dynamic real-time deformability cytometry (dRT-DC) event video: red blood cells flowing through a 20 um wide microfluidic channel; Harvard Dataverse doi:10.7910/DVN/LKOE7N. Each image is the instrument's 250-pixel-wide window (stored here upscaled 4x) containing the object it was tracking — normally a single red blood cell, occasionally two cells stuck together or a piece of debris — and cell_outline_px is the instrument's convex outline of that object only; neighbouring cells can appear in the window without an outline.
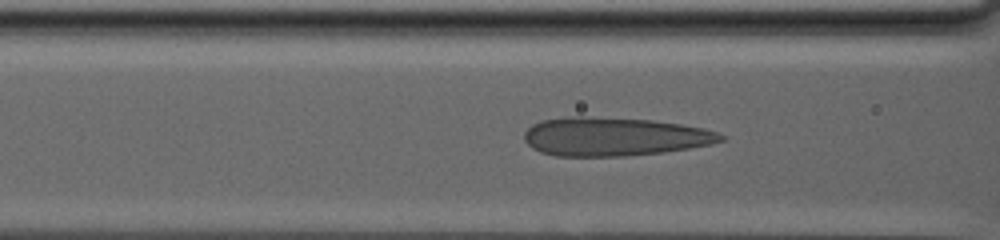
{"species": "human", "species_latin": "Homo sapiens", "temperature_condition": "warm", "stored_images_in_passage": 57, "camera_frame_rate_fps": 3000, "um_per_image_px": 0.085, "donor": {"sex": "male"}, "frame": {"image": 1, "passage_image": 19, "time_ms": 6.0, "image_size_px": [1000, 240], "cell_outline_px": [[724, 140], [712, 144], [664, 152], [624, 156], [556, 156], [540, 152], [532, 148], [524, 140], [524, 132], [532, 124], [544, 120], [568, 116], [584, 116], [652, 120], [680, 124], [704, 128], [716, 132], [724, 136]], "centroid_in_image_um": [52.18, 11.61], "position_along_channel_um": 114.4, "area_um2": 44.22}}
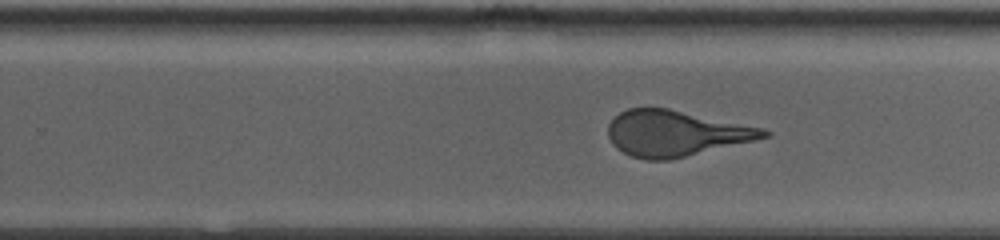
{"frame": {"image": 2, "passage_image": 38, "time_ms": 12.333, "image_size_px": [1000, 240], "cell_outline_px": [[772, 136], [668, 160], [644, 160], [632, 156], [616, 148], [612, 144], [608, 136], [608, 124], [620, 112], [628, 108], [668, 108], [764, 128], [772, 132]], "centroid_in_image_um": [57.43, 11.33], "position_along_channel_um": 272.4, "area_um2": 41.33}}
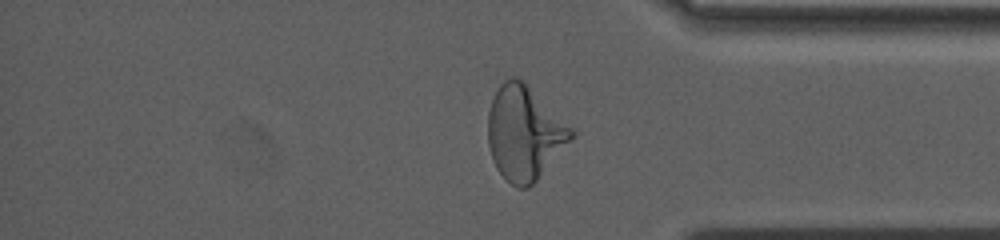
{"frame": {"image": 3, "passage_image": 53, "time_ms": 17.333, "image_size_px": [1000, 240], "cell_outline_px": [[576, 136], [536, 180], [528, 188], [516, 188], [504, 180], [496, 168], [492, 160], [488, 144], [488, 112], [492, 100], [500, 84], [504, 80], [512, 76], [516, 76], [572, 128], [576, 132]], "centroid_in_image_um": [44.55, 11.36], "position_along_channel_um": 390.7, "area_um2": 45.26}}